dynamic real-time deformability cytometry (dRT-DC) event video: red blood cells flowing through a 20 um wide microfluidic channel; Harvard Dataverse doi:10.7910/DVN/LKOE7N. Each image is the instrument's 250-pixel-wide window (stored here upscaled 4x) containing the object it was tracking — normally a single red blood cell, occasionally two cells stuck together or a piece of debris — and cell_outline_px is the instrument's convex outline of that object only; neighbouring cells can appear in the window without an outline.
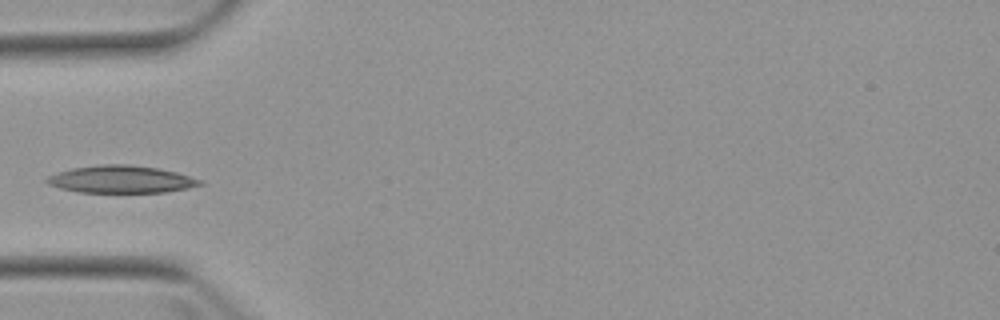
{"species": "Egyptian fruit bat (a non-hibernating species)", "species_latin": "Rousettus aegyptiacus", "temperature_condition": "warm", "stored_images_in_passage": 3, "camera_frame_rate_fps": 3000, "um_per_image_px": 0.085, "animal": {"sex": "female"}, "frame": {"image": 1, "passage_image": 2, "time_ms": 2.667, "image_size_px": [1000, 320], "cell_outline_px": [[204, 184], [188, 188], [164, 192], [76, 192], [60, 188], [48, 184], [44, 180], [48, 176], [56, 172], [72, 168], [100, 164], [128, 164], [156, 168], [176, 172], [204, 180]], "centroid_in_image_um": [10.28, 15.24], "position_along_channel_um": 74.7, "area_um2": 24.51}}
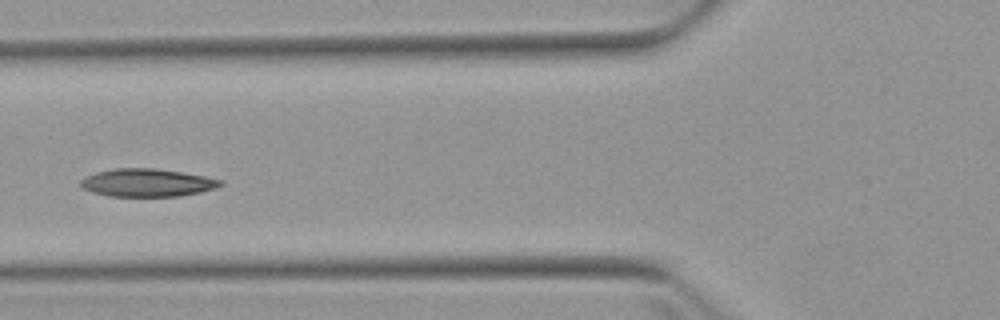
{"frame": {"image": 2, "passage_image": 3, "time_ms": 3.667, "image_size_px": [1000, 320], "cell_outline_px": [[224, 184], [216, 188], [200, 192], [180, 196], [108, 196], [92, 192], [84, 188], [80, 184], [80, 180], [96, 172], [112, 168], [156, 168], [204, 176], [224, 180]], "centroid_in_image_um": [12.53, 15.53], "position_along_channel_um": 113.3, "area_um2": 22.72}}